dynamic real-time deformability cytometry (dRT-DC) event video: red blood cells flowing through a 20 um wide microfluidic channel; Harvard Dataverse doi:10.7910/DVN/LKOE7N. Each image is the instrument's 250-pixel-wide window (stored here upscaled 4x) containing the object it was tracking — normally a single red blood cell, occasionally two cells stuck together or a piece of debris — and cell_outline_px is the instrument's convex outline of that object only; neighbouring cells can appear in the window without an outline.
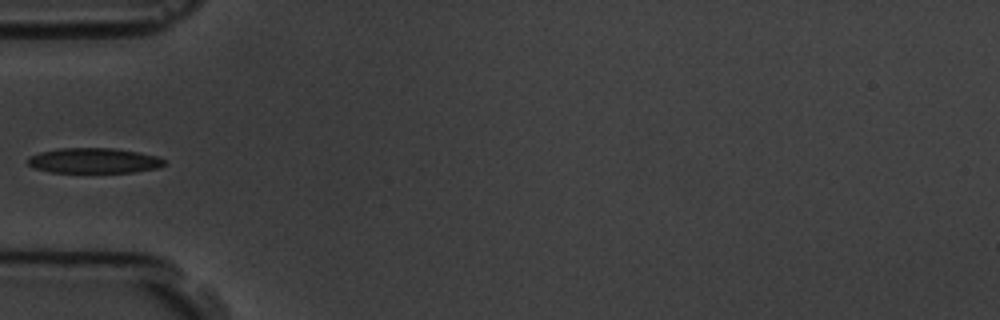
{"species": "common noctule bat (a hibernating species)", "species_latin": "Nyctalus noctula", "temperature_condition": "room temperature", "stored_images_in_passage": 9, "camera_frame_rate_fps": 3000, "um_per_image_px": 0.085, "animal": {"sex": "male", "body_mass_g": 19.5, "forearm_length_mm": 54.6}, "frame": {"image": 1, "passage_image": 6, "time_ms": 5.667, "image_size_px": [1000, 320], "cell_outline_px": [[168, 164], [156, 168], [132, 172], [52, 172], [36, 168], [28, 164], [28, 156], [40, 152], [60, 148], [112, 148], [140, 152], [156, 156], [164, 160]], "centroid_in_image_um": [8.0, 13.64], "position_along_channel_um": 77.0, "area_um2": 19.94}}
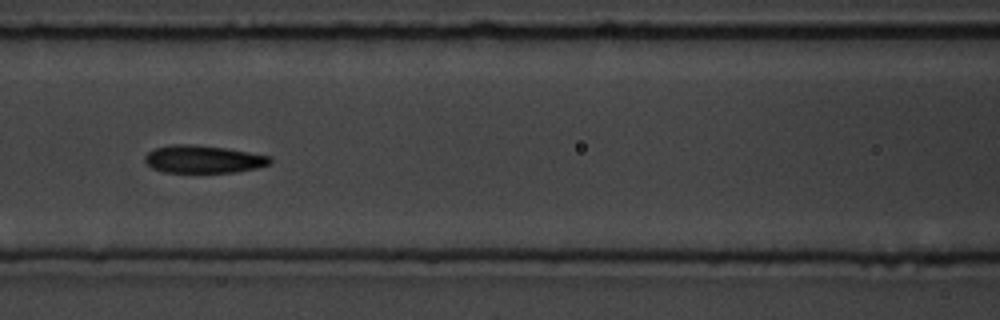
{"frame": {"image": 2, "passage_image": 8, "time_ms": 7.667, "image_size_px": [1000, 320], "cell_outline_px": [[272, 160], [268, 164], [256, 168], [236, 172], [164, 172], [152, 168], [144, 160], [144, 156], [152, 148], [172, 144], [196, 144], [224, 148], [272, 156]], "centroid_in_image_um": [17.24, 13.52], "position_along_channel_um": 149.4, "area_um2": 20.23}}
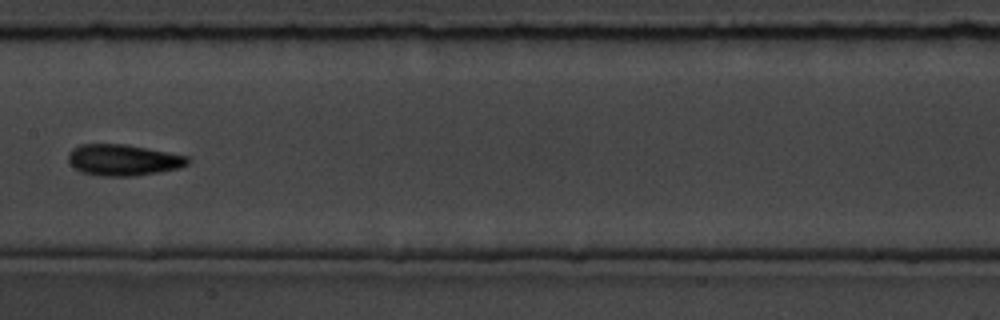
{"frame": {"image": 3, "passage_image": 9, "time_ms": 9.0, "image_size_px": [1000, 320], "cell_outline_px": [[192, 160], [188, 164], [180, 168], [136, 176], [100, 176], [80, 172], [68, 160], [68, 152], [72, 148], [80, 144], [124, 144], [168, 152], [188, 156]], "centroid_in_image_um": [10.48, 13.6], "position_along_channel_um": 196.9, "area_um2": 21.85}}